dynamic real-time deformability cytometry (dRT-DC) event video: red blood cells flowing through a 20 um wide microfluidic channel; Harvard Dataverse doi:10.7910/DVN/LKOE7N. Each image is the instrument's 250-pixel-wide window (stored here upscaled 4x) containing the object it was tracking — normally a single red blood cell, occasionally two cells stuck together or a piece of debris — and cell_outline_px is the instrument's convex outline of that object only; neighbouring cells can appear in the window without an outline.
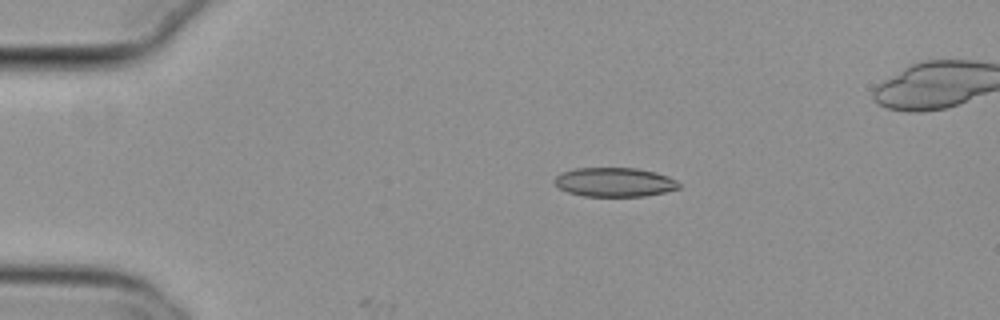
{"species": "common noctule bat (a hibernating species)", "species_latin": "Nyctalus noctula", "temperature_condition": "cold", "stored_images_in_passage": 14, "camera_frame_rate_fps": 3000, "um_per_image_px": 0.085, "animal": {"sex": "female", "body_mass_g": 29.2, "forearm_length_mm": 56.3}, "frame": {"image": 1, "passage_image": 8, "time_ms": 2.333, "image_size_px": [1000, 320], "cell_outline_px": [[680, 188], [664, 192], [644, 196], [584, 196], [568, 192], [560, 188], [556, 184], [556, 176], [560, 172], [576, 168], [636, 168], [656, 172], [668, 176], [676, 180], [680, 184]], "centroid_in_image_um": [52.25, 15.48], "position_along_channel_um": 32.7, "area_um2": 21.04}}